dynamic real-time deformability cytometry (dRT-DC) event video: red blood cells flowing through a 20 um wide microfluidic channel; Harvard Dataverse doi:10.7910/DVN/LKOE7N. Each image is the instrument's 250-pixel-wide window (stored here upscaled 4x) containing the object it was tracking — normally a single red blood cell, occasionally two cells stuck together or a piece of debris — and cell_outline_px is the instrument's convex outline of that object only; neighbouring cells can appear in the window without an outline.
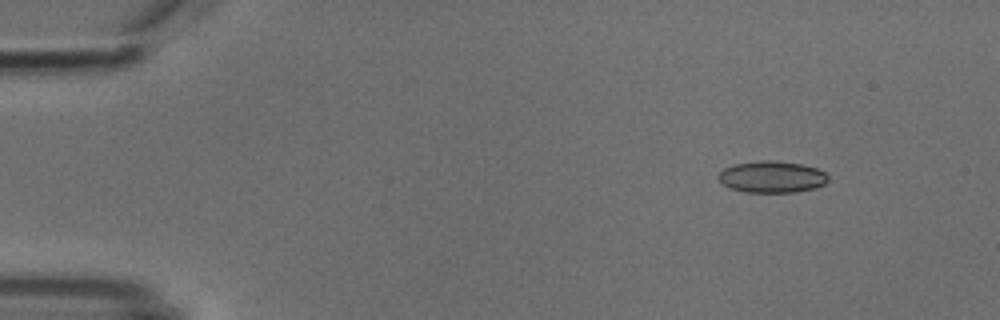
{"species": "common noctule bat (a hibernating species)", "species_latin": "Nyctalus noctula", "temperature_condition": "cold", "stored_images_in_passage": 5, "camera_frame_rate_fps": 3000, "um_per_image_px": 0.085, "animal": {"sex": "male", "body_mass_g": 18.8}, "frame": {"image": 1, "passage_image": 1, "time_ms": 0.0, "image_size_px": [1000, 320], "cell_outline_px": [[828, 180], [824, 184], [812, 188], [796, 192], [748, 192], [732, 188], [724, 184], [716, 176], [724, 168], [732, 164], [760, 160], [776, 160], [800, 164], [816, 168], [824, 172], [828, 176]], "centroid_in_image_um": [65.59, 15.02], "position_along_channel_um": 19.4, "area_um2": 20.11}}